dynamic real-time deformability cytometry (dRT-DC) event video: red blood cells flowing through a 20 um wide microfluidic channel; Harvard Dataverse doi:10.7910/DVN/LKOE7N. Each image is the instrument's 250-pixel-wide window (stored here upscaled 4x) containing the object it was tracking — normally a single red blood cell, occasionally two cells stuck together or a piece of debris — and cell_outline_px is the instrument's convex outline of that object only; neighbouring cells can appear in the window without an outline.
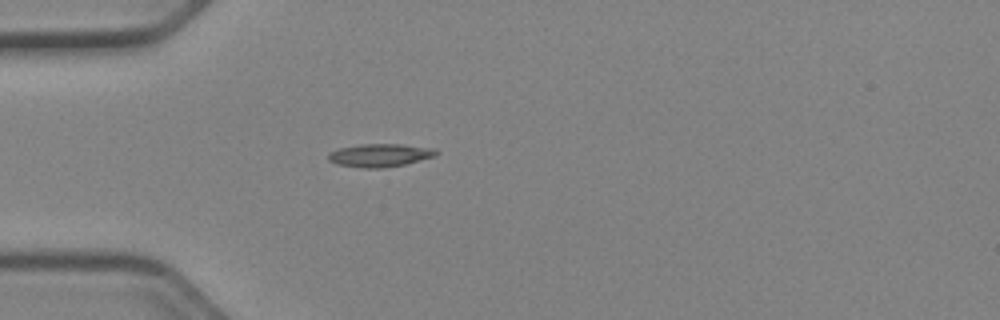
{"species": "Egyptian fruit bat (a non-hibernating species)", "species_latin": "Rousettus aegyptiacus", "temperature_condition": "cold", "stored_images_in_passage": 29, "camera_frame_rate_fps": 3000, "um_per_image_px": 0.085, "animal": {"sex": "female"}, "frame": {"image": 1, "passage_image": 1, "time_ms": 0.0, "image_size_px": [1000, 320], "cell_outline_px": [[440, 152], [436, 156], [404, 164], [384, 168], [364, 168], [336, 164], [328, 160], [328, 152], [340, 148], [360, 144], [400, 144], [436, 148]], "centroid_in_image_um": [32.31, 13.19], "position_along_channel_um": 52.7, "area_um2": 14.62}}
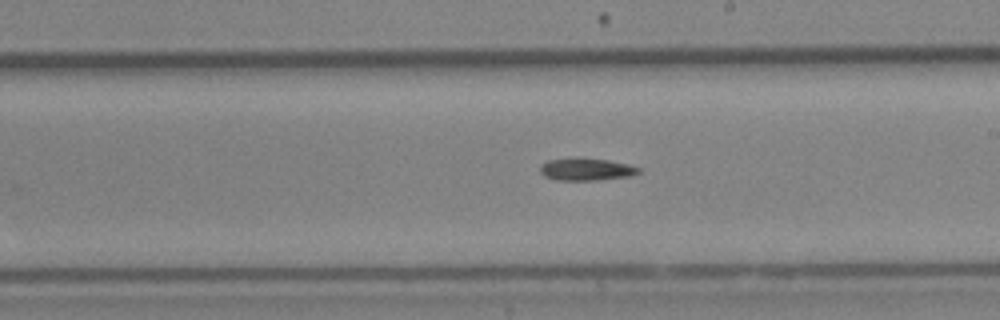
{"frame": {"image": 2, "passage_image": 16, "time_ms": 5.0, "image_size_px": [1000, 320], "cell_outline_px": [[640, 172], [632, 176], [596, 180], [556, 180], [544, 176], [540, 172], [540, 164], [548, 160], [608, 160], [628, 164], [640, 168]], "centroid_in_image_um": [49.85, 14.43], "position_along_channel_um": 239.1, "area_um2": 12.31}}
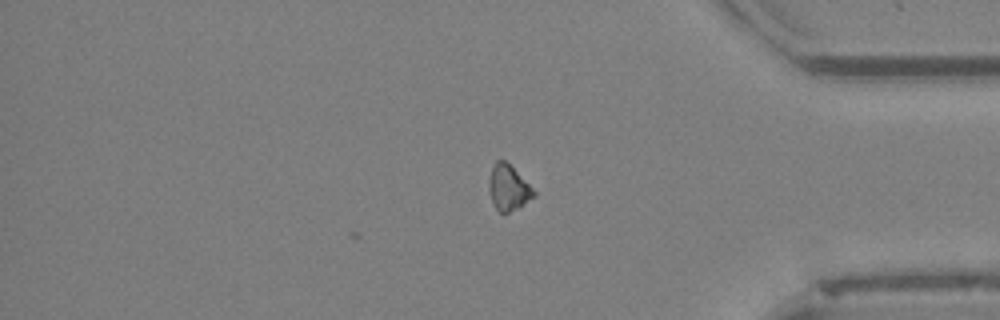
{"frame": {"image": 3, "passage_image": 29, "time_ms": 9.333, "image_size_px": [1000, 320], "cell_outline_px": [[536, 196], [524, 204], [508, 212], [500, 212], [496, 208], [492, 200], [488, 188], [488, 180], [492, 164], [496, 160], [504, 160], [536, 192]], "centroid_in_image_um": [43.18, 15.94], "position_along_channel_um": 392.0, "area_um2": 11.62}, "authors_computed_cell_mechanics": {"area_um2": 12.7738, "velocity_mm_per_s": 3.9715, "shape_relaxation_time_tau1_ms": 5.3046, "shape_relaxation_time_tau2_ms": null, "deformation_change_tau1": 0.1053, "deformation_change_tau2": null}}